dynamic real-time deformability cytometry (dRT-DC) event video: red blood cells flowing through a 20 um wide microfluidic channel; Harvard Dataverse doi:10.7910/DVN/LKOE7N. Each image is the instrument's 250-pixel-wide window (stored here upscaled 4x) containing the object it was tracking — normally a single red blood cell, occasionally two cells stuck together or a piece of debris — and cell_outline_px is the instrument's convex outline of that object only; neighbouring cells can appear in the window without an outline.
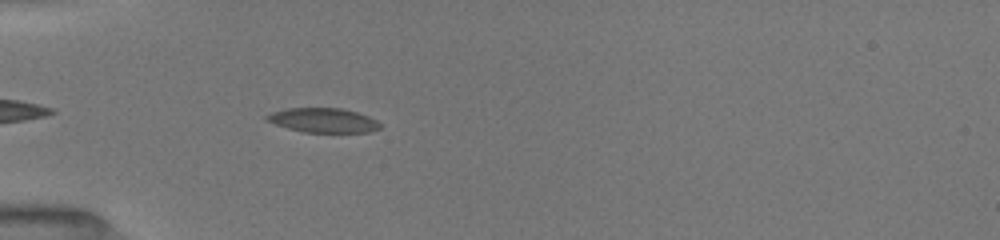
{"species": "common noctule bat (a hibernating species)", "species_latin": "Nyctalus noctula", "temperature_condition": "room temperature", "stored_images_in_passage": 37, "camera_frame_rate_fps": 3000, "um_per_image_px": 0.085, "animal": {"sex": "female", "body_mass_g": 19.5, "forearm_length_mm": 54.1}, "frame": {"image": 1, "passage_image": 2, "time_ms": 0.333, "image_size_px": [1000, 240], "cell_outline_px": [[380, 128], [368, 132], [304, 132], [288, 128], [264, 120], [264, 116], [272, 112], [288, 108], [340, 108], [356, 112], [368, 116], [376, 120], [380, 124]], "centroid_in_image_um": [27.44, 10.22], "position_along_channel_um": 57.6, "area_um2": 16.01}}
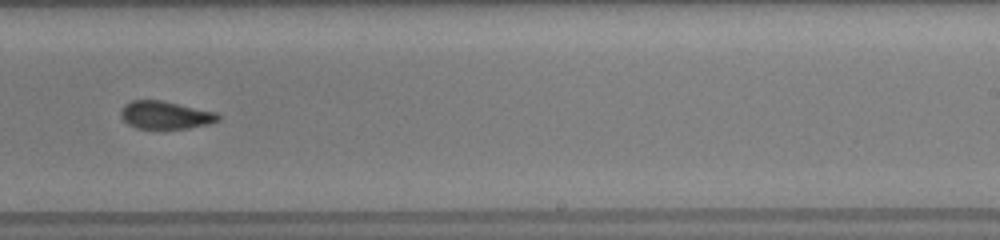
{"frame": {"image": 2, "passage_image": 19, "time_ms": 6.0, "image_size_px": [1000, 240], "cell_outline_px": [[220, 120], [208, 124], [188, 128], [136, 128], [128, 124], [120, 116], [120, 112], [124, 104], [132, 100], [164, 100], [216, 112], [220, 116]], "centroid_in_image_um": [14.05, 9.76], "position_along_channel_um": 274.9, "area_um2": 15.84}}
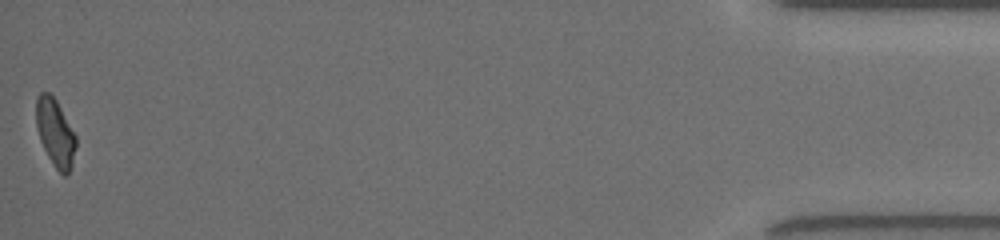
{"frame": {"image": 3, "passage_image": 37, "time_ms": 12.0, "image_size_px": [1000, 240], "cell_outline_px": [[76, 148], [72, 164], [68, 172], [64, 176], [56, 168], [48, 156], [40, 140], [36, 124], [36, 96], [40, 92], [48, 92], [56, 100], [76, 136]], "centroid_in_image_um": [4.69, 11.26], "position_along_channel_um": 430.5, "area_um2": 15.43}, "authors_computed_cell_mechanics": {"area_um2": 16.2996, "velocity_mm_per_s": 4.0234, "shape_relaxation_time_tau1_ms": null, "shape_relaxation_time_tau2_ms": 3.4304, "deformation_change_tau1": null, "deformation_change_tau2": 0.0864}}